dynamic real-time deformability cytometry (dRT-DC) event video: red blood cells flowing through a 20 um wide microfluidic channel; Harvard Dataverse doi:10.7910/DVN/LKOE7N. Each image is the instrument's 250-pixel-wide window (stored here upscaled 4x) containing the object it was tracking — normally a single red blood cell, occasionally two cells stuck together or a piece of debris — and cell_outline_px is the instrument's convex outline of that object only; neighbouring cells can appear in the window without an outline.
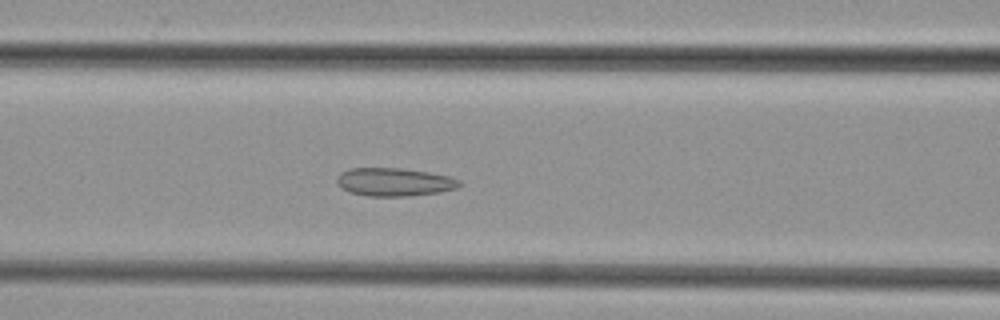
{"species": "common noctule bat (a hibernating species)", "species_latin": "Nyctalus noctula", "temperature_condition": "cold", "stored_images_in_passage": 43, "camera_frame_rate_fps": 3000, "um_per_image_px": 0.085, "animal": {"sex": "female", "body_mass_g": 29.2, "forearm_length_mm": 56.3}, "frame": {"image": 1, "passage_image": 14, "time_ms": 4.333, "image_size_px": [1000, 320], "cell_outline_px": [[464, 184], [456, 188], [440, 192], [408, 196], [368, 196], [348, 192], [340, 188], [336, 184], [336, 176], [340, 172], [348, 168], [400, 168], [428, 172], [448, 176], [460, 180]], "centroid_in_image_um": [33.47, 15.47], "position_along_channel_um": 133.1, "area_um2": 20.4}}
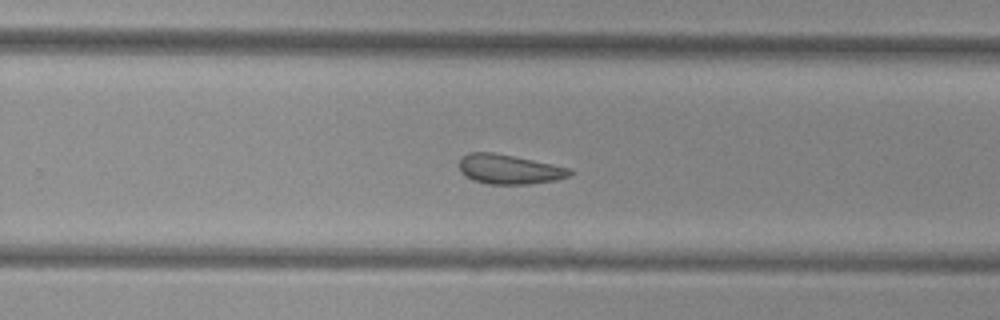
{"frame": {"image": 2, "passage_image": 25, "time_ms": 8.0, "image_size_px": [1000, 320], "cell_outline_px": [[572, 172], [568, 176], [556, 180], [528, 184], [488, 184], [472, 180], [464, 176], [460, 172], [460, 160], [468, 152], [492, 152], [572, 168]], "centroid_in_image_um": [43.26, 14.39], "position_along_channel_um": 286.5, "area_um2": 18.96}}
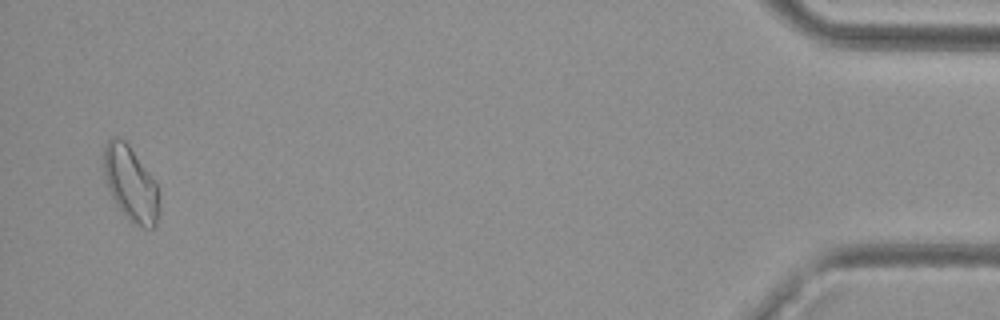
{"frame": {"image": 3, "passage_image": 41, "time_ms": 13.333, "image_size_px": [1000, 320], "cell_outline_px": [[160, 212], [156, 224], [152, 228], [144, 228], [132, 224], [124, 216], [116, 204], [108, 188], [104, 172], [104, 148], [108, 140], [116, 136], [124, 140], [128, 144], [156, 184], [160, 204]], "centroid_in_image_um": [11.12, 15.68], "position_along_channel_um": 424.1, "area_um2": 23.99}}